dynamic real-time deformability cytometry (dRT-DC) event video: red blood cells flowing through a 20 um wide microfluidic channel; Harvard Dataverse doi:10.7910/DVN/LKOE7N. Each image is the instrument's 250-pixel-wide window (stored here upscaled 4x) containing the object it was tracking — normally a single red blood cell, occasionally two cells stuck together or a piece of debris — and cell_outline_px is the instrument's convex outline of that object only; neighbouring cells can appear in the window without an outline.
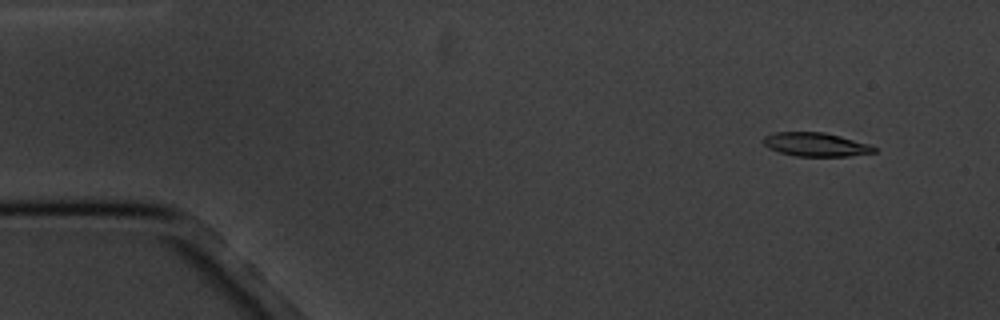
{"species": "common noctule bat (a hibernating species)", "species_latin": "Nyctalus noctula", "temperature_condition": "cold", "stored_images_in_passage": 6, "camera_frame_rate_fps": 3000, "um_per_image_px": 0.085, "animal": {"sex": "male", "body_mass_g": 20.1, "forearm_length_mm": 53.5}, "frame": {"image": 1, "passage_image": 2, "time_ms": 1.0, "image_size_px": [1000, 320], "cell_outline_px": [[876, 152], [848, 156], [796, 156], [780, 152], [768, 148], [764, 144], [764, 136], [776, 132], [824, 132], [840, 136], [868, 144], [876, 148]], "centroid_in_image_um": [69.33, 12.28], "position_along_channel_um": 15.7, "area_um2": 15.14}}
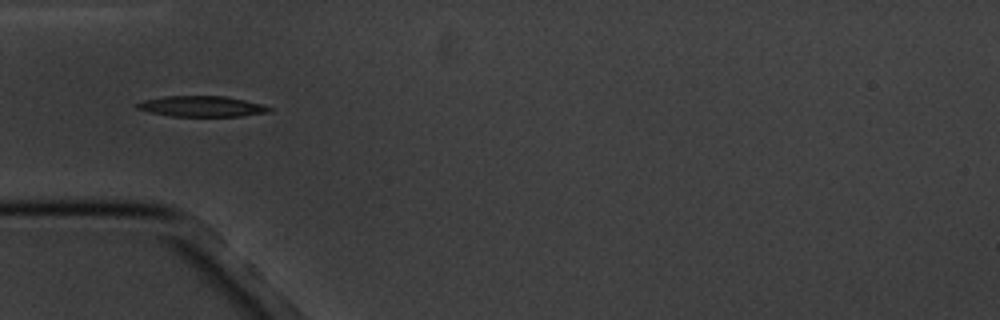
{"frame": {"image": 2, "passage_image": 5, "time_ms": 5.333, "image_size_px": [1000, 320], "cell_outline_px": [[272, 108], [268, 112], [240, 116], [172, 116], [148, 112], [136, 108], [132, 104], [140, 100], [164, 96], [224, 96], [244, 100], [260, 104]], "centroid_in_image_um": [17.03, 9.03], "position_along_channel_um": 68.0, "area_um2": 15.95}}
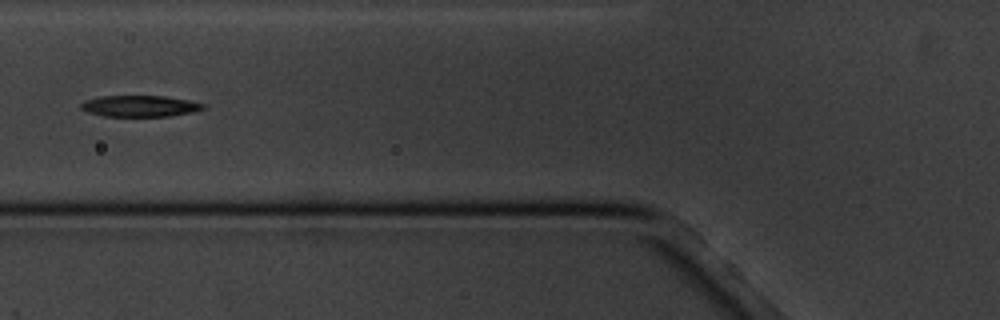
{"frame": {"image": 3, "passage_image": 6, "time_ms": 6.667, "image_size_px": [1000, 320], "cell_outline_px": [[204, 108], [192, 112], [168, 116], [104, 116], [88, 112], [80, 108], [80, 104], [84, 100], [100, 96], [164, 96], [188, 100], [204, 104]], "centroid_in_image_um": [11.84, 9.01], "position_along_channel_um": 114.0, "area_um2": 15.03}}